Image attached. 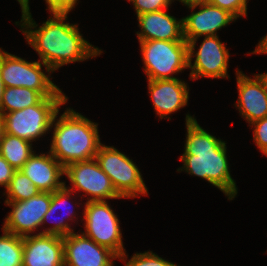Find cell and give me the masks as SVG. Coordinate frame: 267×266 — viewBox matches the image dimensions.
<instances>
[{
    "label": "cell",
    "mask_w": 267,
    "mask_h": 266,
    "mask_svg": "<svg viewBox=\"0 0 267 266\" xmlns=\"http://www.w3.org/2000/svg\"><path fill=\"white\" fill-rule=\"evenodd\" d=\"M67 15L52 13L53 17L38 27L29 10L22 13L20 23L15 22L21 27L27 44L38 53L48 74L69 63L82 62L102 53L83 38L77 24L66 21Z\"/></svg>",
    "instance_id": "6da1fadb"
},
{
    "label": "cell",
    "mask_w": 267,
    "mask_h": 266,
    "mask_svg": "<svg viewBox=\"0 0 267 266\" xmlns=\"http://www.w3.org/2000/svg\"><path fill=\"white\" fill-rule=\"evenodd\" d=\"M185 124V150L180 156L184 164L177 172L185 170L190 175L201 177L221 190L228 200H233L238 191L229 171L225 141L204 130L194 116L186 114Z\"/></svg>",
    "instance_id": "7a4b0ae2"
},
{
    "label": "cell",
    "mask_w": 267,
    "mask_h": 266,
    "mask_svg": "<svg viewBox=\"0 0 267 266\" xmlns=\"http://www.w3.org/2000/svg\"><path fill=\"white\" fill-rule=\"evenodd\" d=\"M57 115L59 111L51 125L54 131L49 152L53 157L63 167L94 159L102 145L98 123L92 122L71 108H67L58 119Z\"/></svg>",
    "instance_id": "3957f363"
},
{
    "label": "cell",
    "mask_w": 267,
    "mask_h": 266,
    "mask_svg": "<svg viewBox=\"0 0 267 266\" xmlns=\"http://www.w3.org/2000/svg\"><path fill=\"white\" fill-rule=\"evenodd\" d=\"M68 101L60 89L53 97H44L37 105L22 110L4 113L5 133L25 139L29 142L39 140L51 125L59 107Z\"/></svg>",
    "instance_id": "277c9868"
},
{
    "label": "cell",
    "mask_w": 267,
    "mask_h": 266,
    "mask_svg": "<svg viewBox=\"0 0 267 266\" xmlns=\"http://www.w3.org/2000/svg\"><path fill=\"white\" fill-rule=\"evenodd\" d=\"M147 80L176 79L188 68L187 41H139Z\"/></svg>",
    "instance_id": "5b68a950"
},
{
    "label": "cell",
    "mask_w": 267,
    "mask_h": 266,
    "mask_svg": "<svg viewBox=\"0 0 267 266\" xmlns=\"http://www.w3.org/2000/svg\"><path fill=\"white\" fill-rule=\"evenodd\" d=\"M83 210L85 220L82 232L94 242L111 250L120 261H127L128 255L122 241L118 216L107 201H88Z\"/></svg>",
    "instance_id": "8992f818"
},
{
    "label": "cell",
    "mask_w": 267,
    "mask_h": 266,
    "mask_svg": "<svg viewBox=\"0 0 267 266\" xmlns=\"http://www.w3.org/2000/svg\"><path fill=\"white\" fill-rule=\"evenodd\" d=\"M95 159L122 198H136L138 195L148 194L140 170L132 159L118 149L102 144Z\"/></svg>",
    "instance_id": "52a82bcc"
},
{
    "label": "cell",
    "mask_w": 267,
    "mask_h": 266,
    "mask_svg": "<svg viewBox=\"0 0 267 266\" xmlns=\"http://www.w3.org/2000/svg\"><path fill=\"white\" fill-rule=\"evenodd\" d=\"M40 60L29 62L0 48V71L5 87H25L43 97H53L60 88L42 70Z\"/></svg>",
    "instance_id": "ba28073f"
},
{
    "label": "cell",
    "mask_w": 267,
    "mask_h": 266,
    "mask_svg": "<svg viewBox=\"0 0 267 266\" xmlns=\"http://www.w3.org/2000/svg\"><path fill=\"white\" fill-rule=\"evenodd\" d=\"M64 175L72 184V187H67L64 183V187L74 193L82 191L85 195H90L87 202L122 198L95 158L65 166Z\"/></svg>",
    "instance_id": "9c48e42d"
},
{
    "label": "cell",
    "mask_w": 267,
    "mask_h": 266,
    "mask_svg": "<svg viewBox=\"0 0 267 266\" xmlns=\"http://www.w3.org/2000/svg\"><path fill=\"white\" fill-rule=\"evenodd\" d=\"M188 68L191 69L190 79L230 78L228 75L229 51L218 35L204 36L198 51L195 53L196 41H188ZM195 60L192 65V59Z\"/></svg>",
    "instance_id": "30bf717a"
},
{
    "label": "cell",
    "mask_w": 267,
    "mask_h": 266,
    "mask_svg": "<svg viewBox=\"0 0 267 266\" xmlns=\"http://www.w3.org/2000/svg\"><path fill=\"white\" fill-rule=\"evenodd\" d=\"M4 203L11 206L12 211L6 216L2 230L20 237L29 236L42 227L44 215L51 204V193L39 192L24 201Z\"/></svg>",
    "instance_id": "8fae6325"
},
{
    "label": "cell",
    "mask_w": 267,
    "mask_h": 266,
    "mask_svg": "<svg viewBox=\"0 0 267 266\" xmlns=\"http://www.w3.org/2000/svg\"><path fill=\"white\" fill-rule=\"evenodd\" d=\"M191 10L200 7L199 11H192L183 17V36L188 41H197L202 36H217V31L227 26L237 18L211 3L185 5Z\"/></svg>",
    "instance_id": "7c38bea8"
},
{
    "label": "cell",
    "mask_w": 267,
    "mask_h": 266,
    "mask_svg": "<svg viewBox=\"0 0 267 266\" xmlns=\"http://www.w3.org/2000/svg\"><path fill=\"white\" fill-rule=\"evenodd\" d=\"M64 266H114L118 257L83 233L63 237Z\"/></svg>",
    "instance_id": "4fadbf2b"
},
{
    "label": "cell",
    "mask_w": 267,
    "mask_h": 266,
    "mask_svg": "<svg viewBox=\"0 0 267 266\" xmlns=\"http://www.w3.org/2000/svg\"><path fill=\"white\" fill-rule=\"evenodd\" d=\"M22 266H64L63 237L39 233L24 236Z\"/></svg>",
    "instance_id": "5bb4252c"
},
{
    "label": "cell",
    "mask_w": 267,
    "mask_h": 266,
    "mask_svg": "<svg viewBox=\"0 0 267 266\" xmlns=\"http://www.w3.org/2000/svg\"><path fill=\"white\" fill-rule=\"evenodd\" d=\"M239 97L235 107L249 123L267 117V93L261 79L254 75L248 77L240 70L236 71Z\"/></svg>",
    "instance_id": "9a60e30c"
},
{
    "label": "cell",
    "mask_w": 267,
    "mask_h": 266,
    "mask_svg": "<svg viewBox=\"0 0 267 266\" xmlns=\"http://www.w3.org/2000/svg\"><path fill=\"white\" fill-rule=\"evenodd\" d=\"M188 88L187 83L179 78L148 80V93L160 119L164 117L169 119V114L177 112L188 104Z\"/></svg>",
    "instance_id": "2e32d148"
},
{
    "label": "cell",
    "mask_w": 267,
    "mask_h": 266,
    "mask_svg": "<svg viewBox=\"0 0 267 266\" xmlns=\"http://www.w3.org/2000/svg\"><path fill=\"white\" fill-rule=\"evenodd\" d=\"M38 188L40 192L53 193L64 187L60 181L64 175V167L48 152L46 154H33L20 169Z\"/></svg>",
    "instance_id": "e0dca14e"
},
{
    "label": "cell",
    "mask_w": 267,
    "mask_h": 266,
    "mask_svg": "<svg viewBox=\"0 0 267 266\" xmlns=\"http://www.w3.org/2000/svg\"><path fill=\"white\" fill-rule=\"evenodd\" d=\"M164 10L137 16L141 31L136 32L139 41H186L183 36V19L177 20Z\"/></svg>",
    "instance_id": "ac0fdd59"
},
{
    "label": "cell",
    "mask_w": 267,
    "mask_h": 266,
    "mask_svg": "<svg viewBox=\"0 0 267 266\" xmlns=\"http://www.w3.org/2000/svg\"><path fill=\"white\" fill-rule=\"evenodd\" d=\"M71 194H73V192L66 189L65 187H63L62 189H60L58 191L51 193V204H50L48 211L44 215L42 225L45 224L46 221L48 222L50 217H53L54 216L53 214L61 206L66 208L65 211H67L68 215L61 216V218L58 219V221L56 220L57 223L55 225H53L49 228H45V230L39 232V234H50V235H58V236L64 237V236H68L69 234L74 232V230L68 224L69 220L71 221V220H73L74 217L76 218V216H75L76 212H73L72 209L70 210L69 207H71V206H70V204L68 205V202L73 197ZM71 208H73V207H71ZM54 220H55V218H54ZM64 220H66L67 222ZM53 222H55V221H53Z\"/></svg>",
    "instance_id": "d6986e66"
},
{
    "label": "cell",
    "mask_w": 267,
    "mask_h": 266,
    "mask_svg": "<svg viewBox=\"0 0 267 266\" xmlns=\"http://www.w3.org/2000/svg\"><path fill=\"white\" fill-rule=\"evenodd\" d=\"M32 143L5 133L0 143V155L16 170H20L33 154Z\"/></svg>",
    "instance_id": "ffe728a7"
},
{
    "label": "cell",
    "mask_w": 267,
    "mask_h": 266,
    "mask_svg": "<svg viewBox=\"0 0 267 266\" xmlns=\"http://www.w3.org/2000/svg\"><path fill=\"white\" fill-rule=\"evenodd\" d=\"M44 97L33 89L25 87H5L0 111L4 113L22 110L37 105Z\"/></svg>",
    "instance_id": "44dd1931"
},
{
    "label": "cell",
    "mask_w": 267,
    "mask_h": 266,
    "mask_svg": "<svg viewBox=\"0 0 267 266\" xmlns=\"http://www.w3.org/2000/svg\"><path fill=\"white\" fill-rule=\"evenodd\" d=\"M0 236V266H22L23 237L5 230Z\"/></svg>",
    "instance_id": "7402d4cb"
},
{
    "label": "cell",
    "mask_w": 267,
    "mask_h": 266,
    "mask_svg": "<svg viewBox=\"0 0 267 266\" xmlns=\"http://www.w3.org/2000/svg\"><path fill=\"white\" fill-rule=\"evenodd\" d=\"M4 192L7 196L5 202H18L36 196L40 191L33 182L20 170H16L10 184Z\"/></svg>",
    "instance_id": "603a6c76"
},
{
    "label": "cell",
    "mask_w": 267,
    "mask_h": 266,
    "mask_svg": "<svg viewBox=\"0 0 267 266\" xmlns=\"http://www.w3.org/2000/svg\"><path fill=\"white\" fill-rule=\"evenodd\" d=\"M125 266H178L166 259L159 257L152 251L135 253L132 258L125 263Z\"/></svg>",
    "instance_id": "cb8c5ba5"
},
{
    "label": "cell",
    "mask_w": 267,
    "mask_h": 266,
    "mask_svg": "<svg viewBox=\"0 0 267 266\" xmlns=\"http://www.w3.org/2000/svg\"><path fill=\"white\" fill-rule=\"evenodd\" d=\"M133 3L136 15L169 8L174 0H128Z\"/></svg>",
    "instance_id": "d4e9b609"
},
{
    "label": "cell",
    "mask_w": 267,
    "mask_h": 266,
    "mask_svg": "<svg viewBox=\"0 0 267 266\" xmlns=\"http://www.w3.org/2000/svg\"><path fill=\"white\" fill-rule=\"evenodd\" d=\"M210 3L227 10L236 18L247 17V0H211Z\"/></svg>",
    "instance_id": "484cf974"
},
{
    "label": "cell",
    "mask_w": 267,
    "mask_h": 266,
    "mask_svg": "<svg viewBox=\"0 0 267 266\" xmlns=\"http://www.w3.org/2000/svg\"><path fill=\"white\" fill-rule=\"evenodd\" d=\"M254 126L253 140L258 149L267 156V117L257 120L249 126Z\"/></svg>",
    "instance_id": "4316f807"
},
{
    "label": "cell",
    "mask_w": 267,
    "mask_h": 266,
    "mask_svg": "<svg viewBox=\"0 0 267 266\" xmlns=\"http://www.w3.org/2000/svg\"><path fill=\"white\" fill-rule=\"evenodd\" d=\"M49 12L52 13H68L75 8L78 0H45Z\"/></svg>",
    "instance_id": "83f0119b"
},
{
    "label": "cell",
    "mask_w": 267,
    "mask_h": 266,
    "mask_svg": "<svg viewBox=\"0 0 267 266\" xmlns=\"http://www.w3.org/2000/svg\"><path fill=\"white\" fill-rule=\"evenodd\" d=\"M14 169L1 155H0V186L6 189L13 177Z\"/></svg>",
    "instance_id": "f1b7e54d"
},
{
    "label": "cell",
    "mask_w": 267,
    "mask_h": 266,
    "mask_svg": "<svg viewBox=\"0 0 267 266\" xmlns=\"http://www.w3.org/2000/svg\"><path fill=\"white\" fill-rule=\"evenodd\" d=\"M252 54H267V34L261 38Z\"/></svg>",
    "instance_id": "f546056e"
},
{
    "label": "cell",
    "mask_w": 267,
    "mask_h": 266,
    "mask_svg": "<svg viewBox=\"0 0 267 266\" xmlns=\"http://www.w3.org/2000/svg\"><path fill=\"white\" fill-rule=\"evenodd\" d=\"M5 134V119L4 114L0 111V143Z\"/></svg>",
    "instance_id": "4dcf8cb0"
},
{
    "label": "cell",
    "mask_w": 267,
    "mask_h": 266,
    "mask_svg": "<svg viewBox=\"0 0 267 266\" xmlns=\"http://www.w3.org/2000/svg\"><path fill=\"white\" fill-rule=\"evenodd\" d=\"M210 2L211 0H183L181 3H183L184 5H196Z\"/></svg>",
    "instance_id": "1f68e13d"
},
{
    "label": "cell",
    "mask_w": 267,
    "mask_h": 266,
    "mask_svg": "<svg viewBox=\"0 0 267 266\" xmlns=\"http://www.w3.org/2000/svg\"><path fill=\"white\" fill-rule=\"evenodd\" d=\"M21 6V12H26L30 10L29 0H17Z\"/></svg>",
    "instance_id": "d6a6232c"
},
{
    "label": "cell",
    "mask_w": 267,
    "mask_h": 266,
    "mask_svg": "<svg viewBox=\"0 0 267 266\" xmlns=\"http://www.w3.org/2000/svg\"><path fill=\"white\" fill-rule=\"evenodd\" d=\"M4 90H5V85L3 84V80L1 77V71H0V107H1L2 99H3Z\"/></svg>",
    "instance_id": "836d02e7"
},
{
    "label": "cell",
    "mask_w": 267,
    "mask_h": 266,
    "mask_svg": "<svg viewBox=\"0 0 267 266\" xmlns=\"http://www.w3.org/2000/svg\"><path fill=\"white\" fill-rule=\"evenodd\" d=\"M260 79L261 81L263 82L264 84V87H265V90H266V93H267V73H261V74H256Z\"/></svg>",
    "instance_id": "e575fe53"
}]
</instances>
